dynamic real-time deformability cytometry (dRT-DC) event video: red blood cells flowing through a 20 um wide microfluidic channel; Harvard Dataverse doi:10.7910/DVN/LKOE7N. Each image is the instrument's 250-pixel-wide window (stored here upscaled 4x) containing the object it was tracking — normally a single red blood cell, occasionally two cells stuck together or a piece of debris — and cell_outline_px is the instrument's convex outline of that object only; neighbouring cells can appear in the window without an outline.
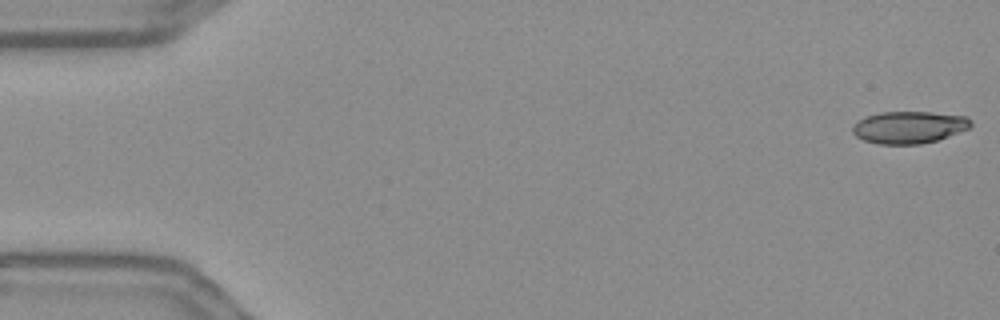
{"species": "Egyptian fruit bat (a non-hibernating species)", "species_latin": "Rousettus aegyptiacus", "temperature_condition": "warm", "stored_images_in_passage": 56, "camera_frame_rate_fps": 3000, "um_per_image_px": 0.085, "frame": {"image": 1, "passage_image": 1, "time_ms": 0.0, "image_size_px": [1000, 320], "cell_outline_px": [[972, 124], [968, 128], [948, 136], [936, 140], [920, 144], [880, 144], [864, 140], [856, 136], [852, 132], [852, 124], [864, 116], [880, 112], [932, 112], [968, 116], [972, 120]], "centroid_in_image_um": [77.24, 10.8], "position_along_channel_um": 7.8, "area_um2": 22.25}}
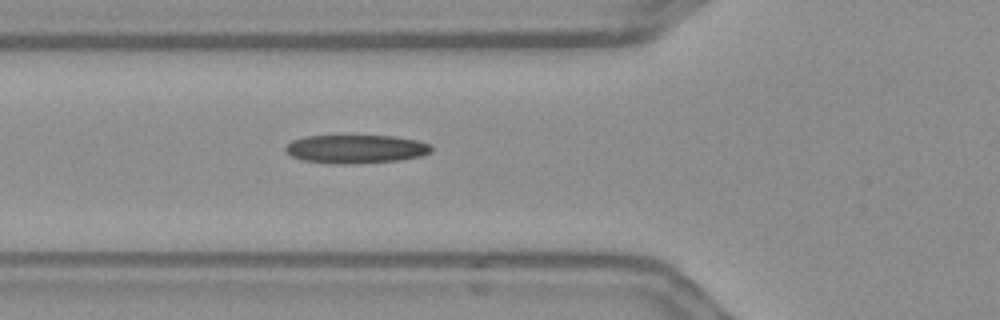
{"frame": {"image": 2, "passage_image": 20, "time_ms": 6.333, "image_size_px": [1000, 320], "cell_outline_px": [[432, 152], [420, 156], [400, 160], [352, 164], [332, 164], [304, 160], [292, 156], [284, 148], [292, 140], [304, 136], [396, 136], [416, 140], [432, 144]], "centroid_in_image_um": [30.28, 12.66], "position_along_channel_um": 95.5, "area_um2": 24.28}}
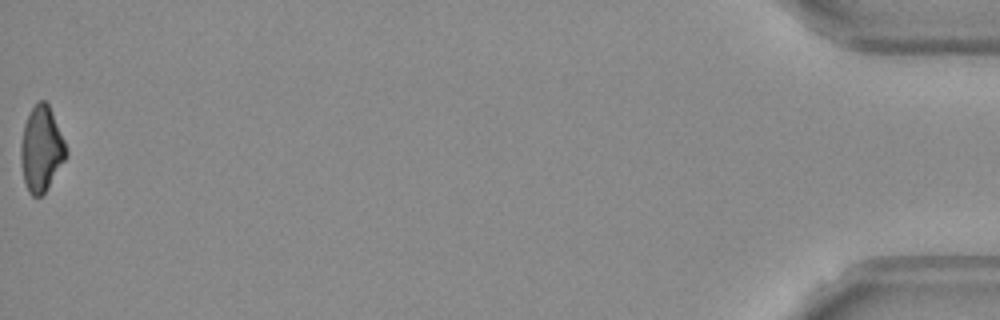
{"frame": {"image": 3, "passage_image": 56, "time_ms": 18.333, "image_size_px": [1000, 320], "cell_outline_px": [[68, 156], [44, 192], [40, 196], [32, 196], [28, 192], [24, 184], [20, 160], [20, 144], [24, 124], [28, 112], [40, 100], [44, 100], [48, 104], [64, 140], [68, 152]], "centroid_in_image_um": [3.49, 12.67], "position_along_channel_um": 431.7, "area_um2": 22.48}, "authors_computed_cell_mechanics": {"area_um2": 24.0159, "velocity_mm_per_s": 3.6386, "shape_relaxation_time_tau1_ms": 7.0307, "shape_relaxation_time_tau2_ms": 4.4468, "deformation_change_tau1": 0.1844, "deformation_change_tau2": 0.1387}}